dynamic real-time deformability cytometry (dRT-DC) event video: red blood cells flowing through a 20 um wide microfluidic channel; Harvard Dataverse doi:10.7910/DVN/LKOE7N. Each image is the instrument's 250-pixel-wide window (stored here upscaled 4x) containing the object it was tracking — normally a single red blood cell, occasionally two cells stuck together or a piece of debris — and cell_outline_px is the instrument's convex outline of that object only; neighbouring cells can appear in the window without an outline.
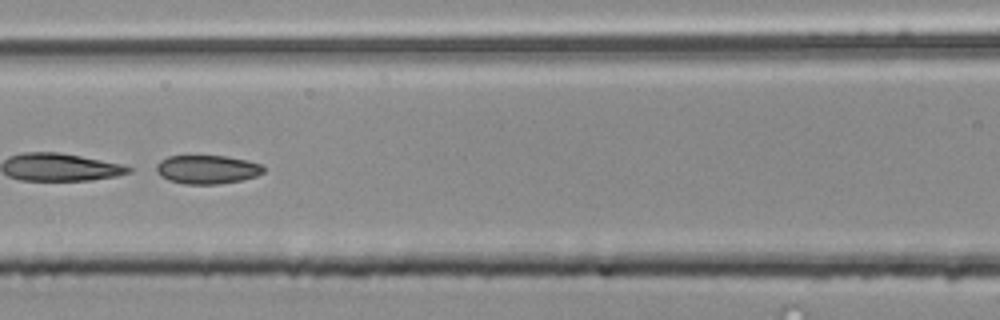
{"species": "common noctule bat (a hibernating species)", "species_latin": "Nyctalus noctula", "temperature_condition": "room temperature", "stored_images_in_passage": 52, "segment_of_instrument_passage": [2, 3], "camera_frame_rate_fps": 3000, "um_per_image_px": 0.085, "animal": {"sex": "male", "body_mass_g": 20.4}, "frame": {"image": 1, "passage_image": 24, "time_ms": 7.667, "image_size_px": [1000, 320], "cell_outline_px": [[264, 172], [256, 176], [240, 180], [220, 184], [184, 184], [168, 180], [160, 176], [156, 172], [156, 164], [160, 160], [168, 156], [228, 156], [248, 160], [264, 164]], "centroid_in_image_um": [17.62, 14.4], "position_along_channel_um": 149.0, "area_um2": 18.15}}